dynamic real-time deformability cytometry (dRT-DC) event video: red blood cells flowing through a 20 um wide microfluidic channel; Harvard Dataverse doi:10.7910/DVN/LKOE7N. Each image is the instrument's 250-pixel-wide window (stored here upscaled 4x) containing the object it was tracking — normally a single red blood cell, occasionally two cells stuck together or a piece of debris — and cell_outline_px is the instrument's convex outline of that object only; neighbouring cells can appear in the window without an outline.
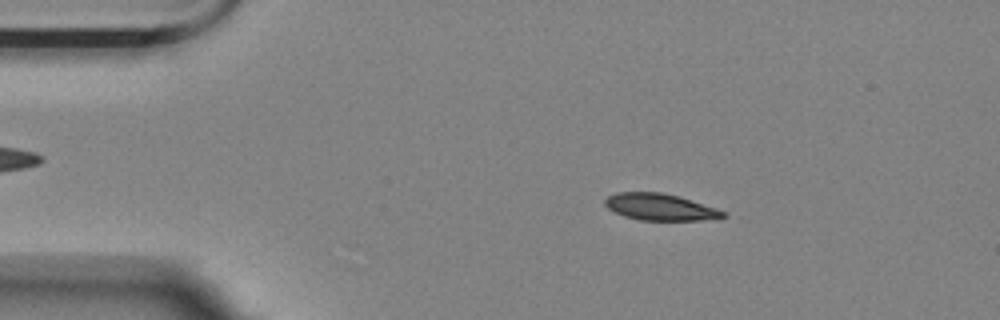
{"species": "Egyptian fruit bat (a non-hibernating species)", "species_latin": "Rousettus aegyptiacus", "temperature_condition": "room temperature", "stored_images_in_passage": 8, "camera_frame_rate_fps": 3000, "um_per_image_px": 0.085, "animal": {"sex": "female"}, "frame": {"image": 1, "passage_image": 2, "time_ms": 0.333, "image_size_px": [1000, 320], "cell_outline_px": [[728, 216], [704, 220], [640, 220], [624, 216], [608, 208], [604, 204], [604, 200], [608, 196], [616, 192], [660, 192], [676, 196], [716, 208], [728, 212]], "centroid_in_image_um": [56.1, 17.6], "position_along_channel_um": 28.9, "area_um2": 18.21}}
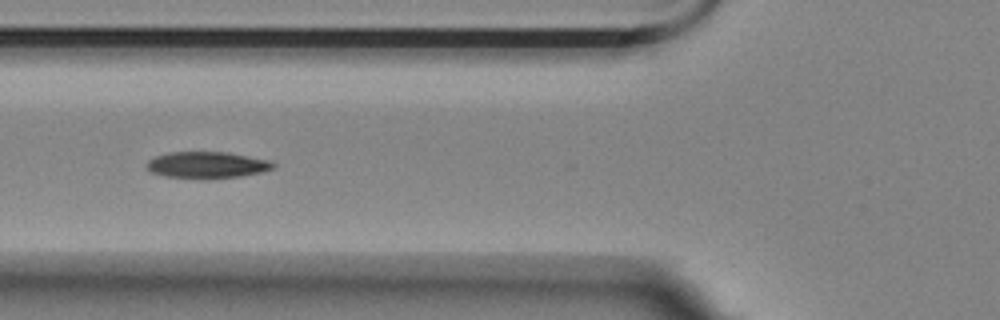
{"frame": {"image": 2, "passage_image": 5, "time_ms": 1.333, "image_size_px": [1000, 320], "cell_outline_px": [[276, 168], [260, 172], [240, 176], [164, 176], [152, 172], [144, 168], [144, 164], [148, 160], [156, 156], [168, 152], [228, 152], [268, 160], [276, 164]], "centroid_in_image_um": [17.57, 13.97], "position_along_channel_um": 108.2, "area_um2": 18.84}}
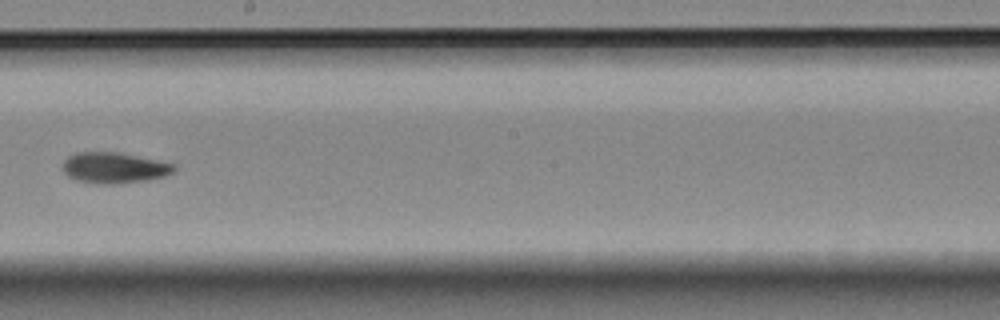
{"frame": {"image": 3, "passage_image": 8, "time_ms": 2.333, "image_size_px": [1000, 320], "cell_outline_px": [[176, 168], [172, 172], [164, 176], [148, 180], [116, 184], [100, 184], [76, 180], [68, 176], [64, 172], [64, 160], [68, 156], [76, 152], [116, 152], [172, 164]], "centroid_in_image_um": [9.65, 14.27], "position_along_channel_um": 238.5, "area_um2": 19.65}}